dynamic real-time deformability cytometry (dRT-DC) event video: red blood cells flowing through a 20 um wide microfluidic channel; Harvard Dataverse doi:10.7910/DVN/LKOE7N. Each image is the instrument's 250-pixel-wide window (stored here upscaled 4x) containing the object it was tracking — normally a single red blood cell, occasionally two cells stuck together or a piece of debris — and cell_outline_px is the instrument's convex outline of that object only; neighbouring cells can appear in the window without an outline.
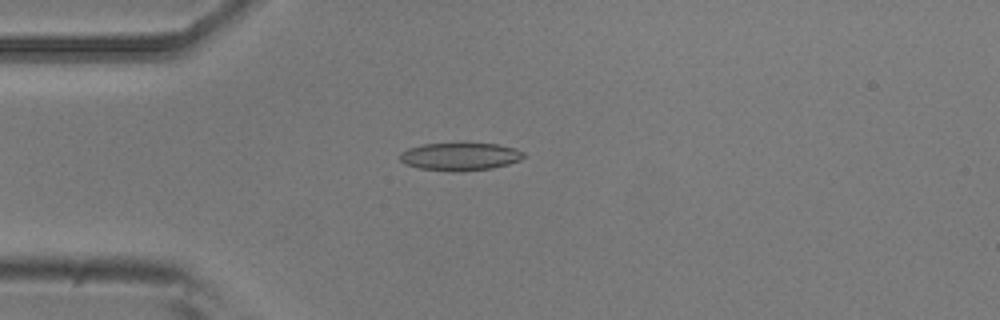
{"species": "common noctule bat (a hibernating species)", "species_latin": "Nyctalus noctula", "temperature_condition": "room temperature", "stored_images_in_passage": 4, "camera_frame_rate_fps": 3000, "um_per_image_px": 0.085, "animal": {"sex": "male", "body_mass_g": 20.5, "forearm_length_mm": 52.5}, "frame": {"image": 1, "passage_image": 4, "time_ms": 1.0, "image_size_px": [1000, 320], "cell_outline_px": [[524, 156], [520, 160], [508, 164], [492, 168], [464, 172], [456, 172], [420, 168], [404, 164], [400, 160], [400, 152], [408, 148], [424, 144], [460, 140], [496, 144], [516, 148], [524, 152]], "centroid_in_image_um": [39.1, 13.26], "position_along_channel_um": 45.9, "area_um2": 21.04}}